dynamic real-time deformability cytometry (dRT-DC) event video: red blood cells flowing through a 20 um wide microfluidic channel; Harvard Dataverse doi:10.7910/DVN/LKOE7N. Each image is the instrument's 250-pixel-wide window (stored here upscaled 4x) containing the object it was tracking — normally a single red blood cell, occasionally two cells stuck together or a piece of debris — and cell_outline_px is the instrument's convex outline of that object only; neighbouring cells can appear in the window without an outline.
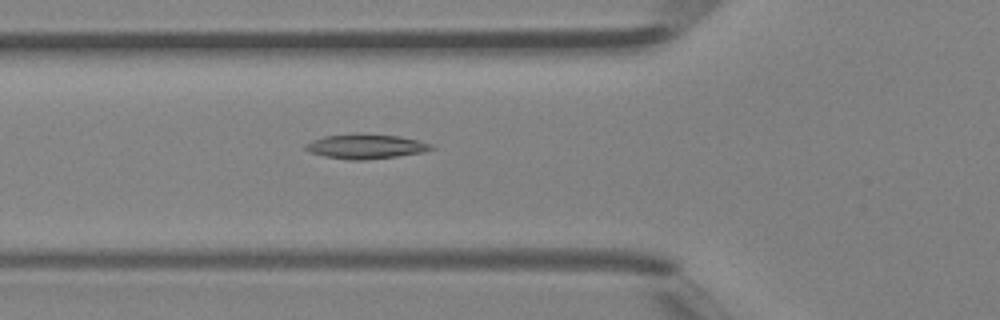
{"species": "Egyptian fruit bat (a non-hibernating species)", "species_latin": "Rousettus aegyptiacus", "temperature_condition": "room temperature", "stored_images_in_passage": 40, "camera_frame_rate_fps": 3000, "um_per_image_px": 0.085, "animal": {"sex": "female"}, "frame": {"image": 1, "passage_image": 11, "time_ms": 3.333, "image_size_px": [1000, 320], "cell_outline_px": [[436, 148], [424, 152], [396, 156], [364, 160], [348, 160], [324, 156], [312, 152], [304, 148], [304, 144], [312, 140], [324, 136], [400, 136], [432, 144]], "centroid_in_image_um": [31.11, 12.49], "position_along_channel_um": 94.7, "area_um2": 17.17}}
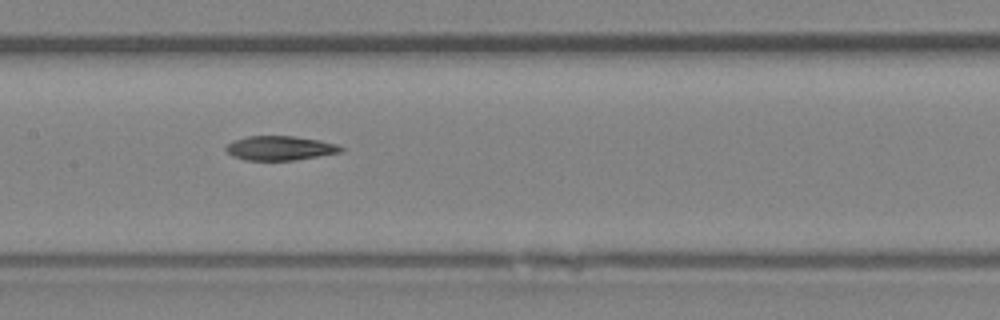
{"frame": {"image": 2, "passage_image": 17, "time_ms": 5.333, "image_size_px": [1000, 320], "cell_outline_px": [[344, 152], [292, 160], [244, 160], [232, 156], [224, 148], [228, 144], [236, 140], [248, 136], [292, 136], [316, 140], [336, 144], [344, 148]], "centroid_in_image_um": [23.8, 12.6], "position_along_channel_um": 183.6, "area_um2": 16.07}}
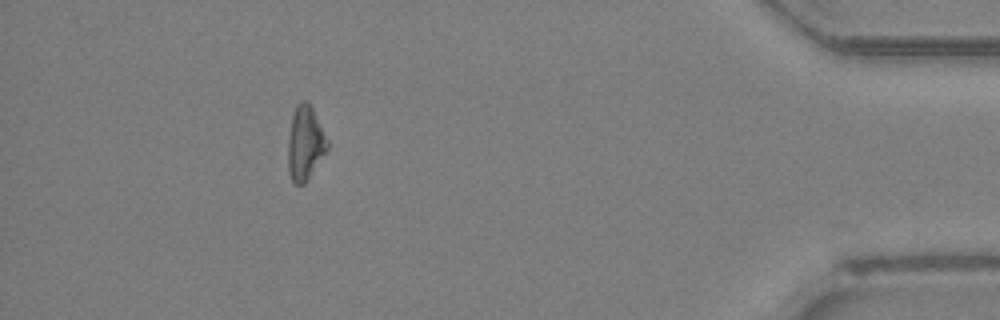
{"frame": {"image": 3, "passage_image": 36, "time_ms": 11.667, "image_size_px": [1000, 320], "cell_outline_px": [[328, 148], [304, 184], [296, 184], [292, 180], [288, 172], [288, 136], [292, 116], [296, 104], [300, 100], [308, 100], [328, 140]], "centroid_in_image_um": [25.92, 12.13], "position_along_channel_um": 409.3, "area_um2": 16.88}}